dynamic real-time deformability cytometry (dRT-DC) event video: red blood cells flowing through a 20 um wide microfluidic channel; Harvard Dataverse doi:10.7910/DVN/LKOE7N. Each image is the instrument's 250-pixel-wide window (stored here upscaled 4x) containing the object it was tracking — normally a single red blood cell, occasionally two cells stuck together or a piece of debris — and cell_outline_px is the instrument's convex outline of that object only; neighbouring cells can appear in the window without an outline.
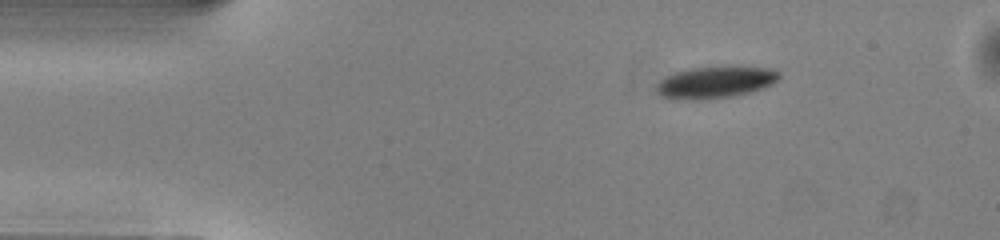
{"species": "common noctule bat (a hibernating species)", "species_latin": "Nyctalus noctula", "temperature_condition": "warm", "stored_images_in_passage": 44, "camera_frame_rate_fps": 3000, "um_per_image_px": 0.085, "animal": {"sex": "male", "body_mass_g": 13.0, "forearm_length_mm": 53.1}, "frame": {"image": 1, "passage_image": 1, "time_ms": 0.0, "image_size_px": [1000, 240], "cell_outline_px": [[780, 76], [772, 84], [764, 88], [732, 96], [708, 100], [668, 100], [660, 96], [656, 92], [656, 84], [660, 80], [676, 72], [692, 68], [768, 68], [776, 72]], "centroid_in_image_um": [60.69, 7.05], "position_along_channel_um": 24.3, "area_um2": 22.37}}
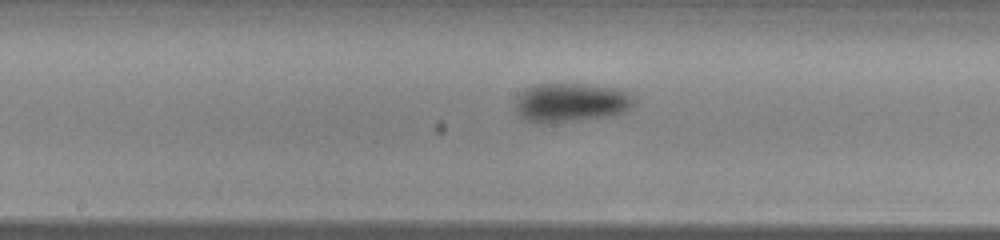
{"frame": {"image": 2, "passage_image": 19, "time_ms": 6.0, "image_size_px": [1000, 240], "cell_outline_px": [[636, 104], [632, 108], [620, 112], [604, 116], [568, 120], [528, 120], [520, 116], [516, 112], [516, 96], [528, 88], [540, 84], [584, 84], [616, 88], [628, 92], [636, 100]], "centroid_in_image_um": [48.58, 8.66], "position_along_channel_um": 199.6, "area_um2": 25.89}}
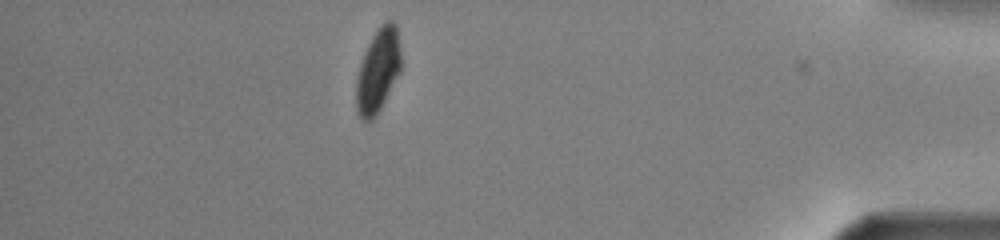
{"frame": {"image": 3, "passage_image": 38, "time_ms": 12.333, "image_size_px": [1000, 240], "cell_outline_px": [[400, 72], [376, 116], [372, 120], [360, 120], [356, 112], [356, 76], [364, 52], [376, 28], [380, 24], [388, 20], [392, 20], [396, 24], [400, 48]], "centroid_in_image_um": [32.11, 5.99], "position_along_channel_um": 403.1, "area_um2": 22.02}, "authors_computed_cell_mechanics": {"area_um2": 23.987, "velocity_mm_per_s": 4.0196, "shape_relaxation_time_tau1_ms": 2.8631, "shape_relaxation_time_tau2_ms": null, "deformation_change_tau1": 0.1018, "deformation_change_tau2": null}}